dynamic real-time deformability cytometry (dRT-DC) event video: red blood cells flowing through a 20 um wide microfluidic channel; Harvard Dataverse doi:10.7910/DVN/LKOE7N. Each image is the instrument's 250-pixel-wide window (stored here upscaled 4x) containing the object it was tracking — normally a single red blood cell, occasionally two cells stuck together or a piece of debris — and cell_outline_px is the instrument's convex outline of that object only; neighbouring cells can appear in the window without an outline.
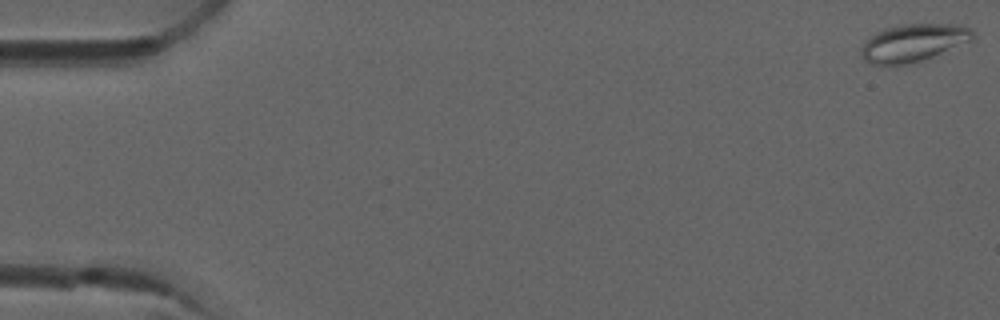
{"species": "common noctule bat (a hibernating species)", "species_latin": "Nyctalus noctula", "temperature_condition": "room temperature", "stored_images_in_passage": 3, "camera_frame_rate_fps": 3000, "um_per_image_px": 0.085, "animal": {"sex": "male", "forearm_length_mm": 52.5}, "frame": {"image": 1, "passage_image": 1, "time_ms": 0.0, "image_size_px": [1000, 320], "cell_outline_px": [[976, 40], [932, 56], [920, 60], [904, 64], [872, 64], [864, 60], [860, 52], [860, 48], [868, 36], [884, 28], [900, 24], [960, 24], [972, 28]], "centroid_in_image_um": [77.66, 3.6], "position_along_channel_um": 7.3, "area_um2": 24.68}}